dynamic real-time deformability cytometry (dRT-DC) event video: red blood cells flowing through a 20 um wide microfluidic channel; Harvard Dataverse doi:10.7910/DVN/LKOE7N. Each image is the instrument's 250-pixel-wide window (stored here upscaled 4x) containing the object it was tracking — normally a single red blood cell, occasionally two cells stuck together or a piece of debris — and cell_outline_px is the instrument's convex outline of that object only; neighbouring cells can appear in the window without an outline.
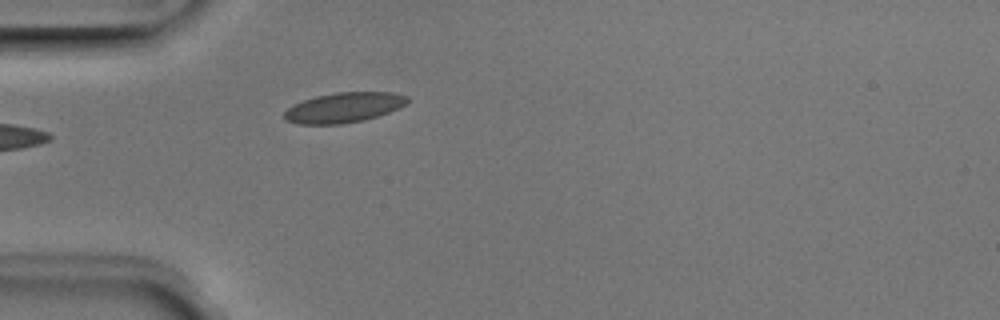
{"species": "Egyptian fruit bat (a non-hibernating species)", "species_latin": "Rousettus aegyptiacus", "temperature_condition": "room temperature", "stored_images_in_passage": 3, "camera_frame_rate_fps": 3000, "um_per_image_px": 0.085, "animal": {"sex": "male"}, "frame": {"image": 1, "passage_image": 3, "time_ms": 0.667, "image_size_px": [1000, 320], "cell_outline_px": [[408, 100], [404, 104], [388, 112], [364, 120], [340, 124], [296, 124], [284, 120], [284, 112], [292, 104], [316, 96], [336, 92], [392, 92], [408, 96]], "centroid_in_image_um": [29.17, 9.14], "position_along_channel_um": 55.8, "area_um2": 21.44}}